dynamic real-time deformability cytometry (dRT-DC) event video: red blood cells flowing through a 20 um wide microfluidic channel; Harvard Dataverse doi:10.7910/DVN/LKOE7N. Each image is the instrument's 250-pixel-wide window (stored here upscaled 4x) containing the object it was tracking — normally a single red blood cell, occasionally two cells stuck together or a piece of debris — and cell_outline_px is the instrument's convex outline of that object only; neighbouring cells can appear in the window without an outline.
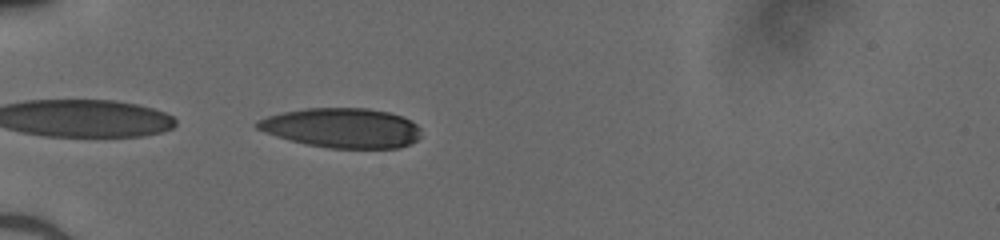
{"species": "human", "species_latin": "Homo sapiens", "temperature_condition": "cold", "stored_images_in_passage": 33, "camera_frame_rate_fps": 3000, "um_per_image_px": 0.085, "donor": {"sex": "male"}, "frame": {"image": 1, "passage_image": 1, "time_ms": 0.0, "image_size_px": [1000, 240], "cell_outline_px": [[420, 136], [416, 140], [400, 148], [328, 148], [308, 144], [276, 136], [256, 128], [256, 120], [268, 116], [284, 112], [304, 108], [368, 108], [388, 112], [400, 116], [416, 124], [420, 128]], "centroid_in_image_um": [29.07, 10.87], "position_along_channel_um": 55.9, "area_um2": 37.63}}
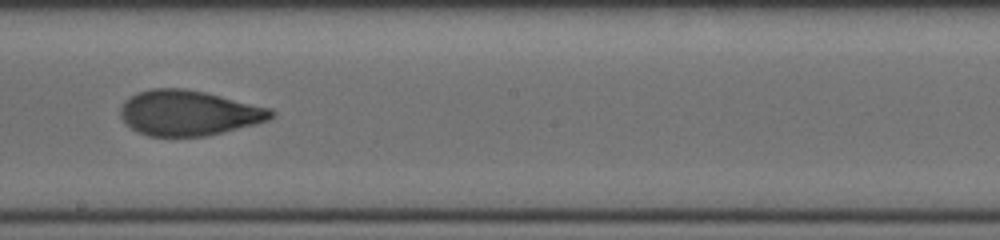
{"frame": {"image": 2, "passage_image": 15, "time_ms": 4.667, "image_size_px": [1000, 240], "cell_outline_px": [[276, 112], [268, 120], [256, 124], [204, 136], [148, 136], [136, 132], [120, 116], [120, 108], [124, 100], [140, 92], [152, 88], [184, 88], [204, 92], [272, 108]], "centroid_in_image_um": [16.04, 9.6], "position_along_channel_um": 232.2, "area_um2": 39.54}}
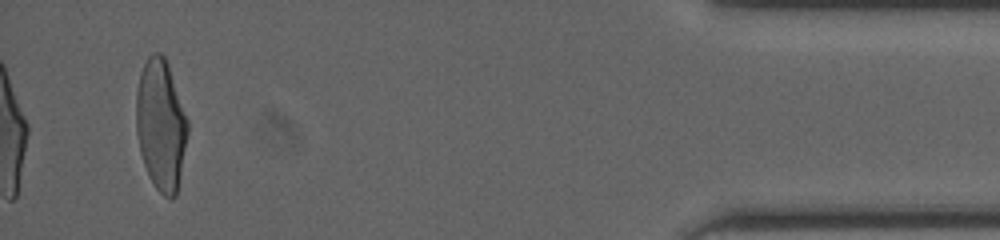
{"frame": {"image": 3, "passage_image": 33, "time_ms": 10.667, "image_size_px": [1000, 240], "cell_outline_px": [[188, 132], [176, 196], [172, 200], [164, 196], [156, 188], [148, 176], [140, 152], [136, 132], [136, 92], [140, 72], [148, 56], [152, 52], [160, 52], [164, 56], [168, 64], [188, 120]], "centroid_in_image_um": [13.66, 10.61], "position_along_channel_um": 421.5, "area_um2": 39.36}}